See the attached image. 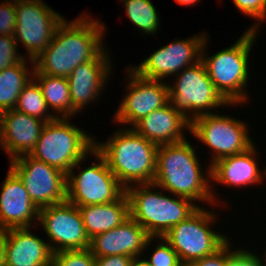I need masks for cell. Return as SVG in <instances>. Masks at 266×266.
I'll return each mask as SVG.
<instances>
[{
  "instance_id": "29",
  "label": "cell",
  "mask_w": 266,
  "mask_h": 266,
  "mask_svg": "<svg viewBox=\"0 0 266 266\" xmlns=\"http://www.w3.org/2000/svg\"><path fill=\"white\" fill-rule=\"evenodd\" d=\"M94 261L89 249L64 250L53 254L50 266H94Z\"/></svg>"
},
{
  "instance_id": "4",
  "label": "cell",
  "mask_w": 266,
  "mask_h": 266,
  "mask_svg": "<svg viewBox=\"0 0 266 266\" xmlns=\"http://www.w3.org/2000/svg\"><path fill=\"white\" fill-rule=\"evenodd\" d=\"M163 192L153 183L135 184L125 189L130 217L151 237H163L174 225L187 219L200 207L190 199L173 194L167 196Z\"/></svg>"
},
{
  "instance_id": "30",
  "label": "cell",
  "mask_w": 266,
  "mask_h": 266,
  "mask_svg": "<svg viewBox=\"0 0 266 266\" xmlns=\"http://www.w3.org/2000/svg\"><path fill=\"white\" fill-rule=\"evenodd\" d=\"M234 6L243 15L254 18L255 23L248 30L258 31L266 20V0H232Z\"/></svg>"
},
{
  "instance_id": "25",
  "label": "cell",
  "mask_w": 266,
  "mask_h": 266,
  "mask_svg": "<svg viewBox=\"0 0 266 266\" xmlns=\"http://www.w3.org/2000/svg\"><path fill=\"white\" fill-rule=\"evenodd\" d=\"M29 60L22 59L11 67L0 71V113L15 109L21 91L33 78L34 61ZM27 63L32 65L31 70Z\"/></svg>"
},
{
  "instance_id": "37",
  "label": "cell",
  "mask_w": 266,
  "mask_h": 266,
  "mask_svg": "<svg viewBox=\"0 0 266 266\" xmlns=\"http://www.w3.org/2000/svg\"><path fill=\"white\" fill-rule=\"evenodd\" d=\"M142 256L132 257L130 266H150L148 261Z\"/></svg>"
},
{
  "instance_id": "10",
  "label": "cell",
  "mask_w": 266,
  "mask_h": 266,
  "mask_svg": "<svg viewBox=\"0 0 266 266\" xmlns=\"http://www.w3.org/2000/svg\"><path fill=\"white\" fill-rule=\"evenodd\" d=\"M190 133L212 151L210 166L218 159L240 154L251 148L247 123L227 114H204L191 121Z\"/></svg>"
},
{
  "instance_id": "21",
  "label": "cell",
  "mask_w": 266,
  "mask_h": 266,
  "mask_svg": "<svg viewBox=\"0 0 266 266\" xmlns=\"http://www.w3.org/2000/svg\"><path fill=\"white\" fill-rule=\"evenodd\" d=\"M132 128L137 134L156 145L178 143L186 139L184 131L190 132L191 121L170 103L152 111Z\"/></svg>"
},
{
  "instance_id": "34",
  "label": "cell",
  "mask_w": 266,
  "mask_h": 266,
  "mask_svg": "<svg viewBox=\"0 0 266 266\" xmlns=\"http://www.w3.org/2000/svg\"><path fill=\"white\" fill-rule=\"evenodd\" d=\"M257 252L249 251L244 248H237V251L232 255L228 266H261Z\"/></svg>"
},
{
  "instance_id": "23",
  "label": "cell",
  "mask_w": 266,
  "mask_h": 266,
  "mask_svg": "<svg viewBox=\"0 0 266 266\" xmlns=\"http://www.w3.org/2000/svg\"><path fill=\"white\" fill-rule=\"evenodd\" d=\"M87 236L107 232L130 217L129 200L124 193L118 200L99 205L78 207Z\"/></svg>"
},
{
  "instance_id": "17",
  "label": "cell",
  "mask_w": 266,
  "mask_h": 266,
  "mask_svg": "<svg viewBox=\"0 0 266 266\" xmlns=\"http://www.w3.org/2000/svg\"><path fill=\"white\" fill-rule=\"evenodd\" d=\"M154 241L148 232L129 217L121 225L90 239L89 251L95 258L110 255L141 256Z\"/></svg>"
},
{
  "instance_id": "7",
  "label": "cell",
  "mask_w": 266,
  "mask_h": 266,
  "mask_svg": "<svg viewBox=\"0 0 266 266\" xmlns=\"http://www.w3.org/2000/svg\"><path fill=\"white\" fill-rule=\"evenodd\" d=\"M174 84L168 83L169 103L188 120L213 114L215 108L239 106L230 104L216 89L209 78L204 63H198L183 69L175 75Z\"/></svg>"
},
{
  "instance_id": "1",
  "label": "cell",
  "mask_w": 266,
  "mask_h": 266,
  "mask_svg": "<svg viewBox=\"0 0 266 266\" xmlns=\"http://www.w3.org/2000/svg\"><path fill=\"white\" fill-rule=\"evenodd\" d=\"M89 14L64 19L48 47L34 59V72L67 78L79 64L95 59L105 48L106 26Z\"/></svg>"
},
{
  "instance_id": "13",
  "label": "cell",
  "mask_w": 266,
  "mask_h": 266,
  "mask_svg": "<svg viewBox=\"0 0 266 266\" xmlns=\"http://www.w3.org/2000/svg\"><path fill=\"white\" fill-rule=\"evenodd\" d=\"M205 33L195 34L182 40L177 38L153 51L138 66L129 67L143 78L165 81L166 78L175 76L201 60L203 43L208 36Z\"/></svg>"
},
{
  "instance_id": "19",
  "label": "cell",
  "mask_w": 266,
  "mask_h": 266,
  "mask_svg": "<svg viewBox=\"0 0 266 266\" xmlns=\"http://www.w3.org/2000/svg\"><path fill=\"white\" fill-rule=\"evenodd\" d=\"M38 216L39 209L31 201L23 182L9 168L0 191V227L33 228L38 225L33 221H38Z\"/></svg>"
},
{
  "instance_id": "26",
  "label": "cell",
  "mask_w": 266,
  "mask_h": 266,
  "mask_svg": "<svg viewBox=\"0 0 266 266\" xmlns=\"http://www.w3.org/2000/svg\"><path fill=\"white\" fill-rule=\"evenodd\" d=\"M124 2L126 16L141 34L153 35L159 31L160 17L151 0H120Z\"/></svg>"
},
{
  "instance_id": "8",
  "label": "cell",
  "mask_w": 266,
  "mask_h": 266,
  "mask_svg": "<svg viewBox=\"0 0 266 266\" xmlns=\"http://www.w3.org/2000/svg\"><path fill=\"white\" fill-rule=\"evenodd\" d=\"M215 214L216 212L200 206L163 236L184 266L212 255L229 240L228 235L213 231L211 226L218 221Z\"/></svg>"
},
{
  "instance_id": "39",
  "label": "cell",
  "mask_w": 266,
  "mask_h": 266,
  "mask_svg": "<svg viewBox=\"0 0 266 266\" xmlns=\"http://www.w3.org/2000/svg\"><path fill=\"white\" fill-rule=\"evenodd\" d=\"M264 256H265V257H264ZM264 256L262 257L263 260H264V262H263L262 258H261L260 256H258V257H259V261H260V265H261V266H266V249H265V254H264Z\"/></svg>"
},
{
  "instance_id": "2",
  "label": "cell",
  "mask_w": 266,
  "mask_h": 266,
  "mask_svg": "<svg viewBox=\"0 0 266 266\" xmlns=\"http://www.w3.org/2000/svg\"><path fill=\"white\" fill-rule=\"evenodd\" d=\"M196 148L186 139L178 143L159 145L156 174L152 183L165 192L190 199L197 204L200 201L208 205H218L219 197L214 195L211 186V166L207 169L201 168L202 163L196 155Z\"/></svg>"
},
{
  "instance_id": "20",
  "label": "cell",
  "mask_w": 266,
  "mask_h": 266,
  "mask_svg": "<svg viewBox=\"0 0 266 266\" xmlns=\"http://www.w3.org/2000/svg\"><path fill=\"white\" fill-rule=\"evenodd\" d=\"M255 144L247 151L218 159L211 165V182L224 186L243 187L262 184L265 167L260 169Z\"/></svg>"
},
{
  "instance_id": "14",
  "label": "cell",
  "mask_w": 266,
  "mask_h": 266,
  "mask_svg": "<svg viewBox=\"0 0 266 266\" xmlns=\"http://www.w3.org/2000/svg\"><path fill=\"white\" fill-rule=\"evenodd\" d=\"M37 223L49 237L47 242L53 253L89 248L90 239L78 206L68 201L39 209Z\"/></svg>"
},
{
  "instance_id": "9",
  "label": "cell",
  "mask_w": 266,
  "mask_h": 266,
  "mask_svg": "<svg viewBox=\"0 0 266 266\" xmlns=\"http://www.w3.org/2000/svg\"><path fill=\"white\" fill-rule=\"evenodd\" d=\"M90 154L95 157L96 162L89 161L90 166L79 170L76 175L75 169H78ZM124 193L125 188L95 148L67 174V201L78 207L107 204L118 200Z\"/></svg>"
},
{
  "instance_id": "5",
  "label": "cell",
  "mask_w": 266,
  "mask_h": 266,
  "mask_svg": "<svg viewBox=\"0 0 266 266\" xmlns=\"http://www.w3.org/2000/svg\"><path fill=\"white\" fill-rule=\"evenodd\" d=\"M257 35L258 31L247 29L232 46L211 56L205 52L209 36L203 43L201 61L216 89L230 104H245L249 100L246 89L250 78L249 57Z\"/></svg>"
},
{
  "instance_id": "12",
  "label": "cell",
  "mask_w": 266,
  "mask_h": 266,
  "mask_svg": "<svg viewBox=\"0 0 266 266\" xmlns=\"http://www.w3.org/2000/svg\"><path fill=\"white\" fill-rule=\"evenodd\" d=\"M9 168L23 182L38 209L67 201V174L30 155L10 161Z\"/></svg>"
},
{
  "instance_id": "6",
  "label": "cell",
  "mask_w": 266,
  "mask_h": 266,
  "mask_svg": "<svg viewBox=\"0 0 266 266\" xmlns=\"http://www.w3.org/2000/svg\"><path fill=\"white\" fill-rule=\"evenodd\" d=\"M69 121L71 118L58 117L47 122L29 154L66 174L95 148L96 138Z\"/></svg>"
},
{
  "instance_id": "31",
  "label": "cell",
  "mask_w": 266,
  "mask_h": 266,
  "mask_svg": "<svg viewBox=\"0 0 266 266\" xmlns=\"http://www.w3.org/2000/svg\"><path fill=\"white\" fill-rule=\"evenodd\" d=\"M17 43L14 35H0V71L26 59L27 56L18 53Z\"/></svg>"
},
{
  "instance_id": "15",
  "label": "cell",
  "mask_w": 266,
  "mask_h": 266,
  "mask_svg": "<svg viewBox=\"0 0 266 266\" xmlns=\"http://www.w3.org/2000/svg\"><path fill=\"white\" fill-rule=\"evenodd\" d=\"M126 71L128 72L126 75L128 77L125 79V82L128 81L125 83L127 93L118 105L113 122L133 127L152 111L169 103V84L162 80L143 78L129 66Z\"/></svg>"
},
{
  "instance_id": "33",
  "label": "cell",
  "mask_w": 266,
  "mask_h": 266,
  "mask_svg": "<svg viewBox=\"0 0 266 266\" xmlns=\"http://www.w3.org/2000/svg\"><path fill=\"white\" fill-rule=\"evenodd\" d=\"M15 0L0 4V35H13L16 26Z\"/></svg>"
},
{
  "instance_id": "18",
  "label": "cell",
  "mask_w": 266,
  "mask_h": 266,
  "mask_svg": "<svg viewBox=\"0 0 266 266\" xmlns=\"http://www.w3.org/2000/svg\"><path fill=\"white\" fill-rule=\"evenodd\" d=\"M45 124L16 109L0 113V147L10 161L34 150Z\"/></svg>"
},
{
  "instance_id": "36",
  "label": "cell",
  "mask_w": 266,
  "mask_h": 266,
  "mask_svg": "<svg viewBox=\"0 0 266 266\" xmlns=\"http://www.w3.org/2000/svg\"><path fill=\"white\" fill-rule=\"evenodd\" d=\"M6 241L7 229L0 227V266H5Z\"/></svg>"
},
{
  "instance_id": "16",
  "label": "cell",
  "mask_w": 266,
  "mask_h": 266,
  "mask_svg": "<svg viewBox=\"0 0 266 266\" xmlns=\"http://www.w3.org/2000/svg\"><path fill=\"white\" fill-rule=\"evenodd\" d=\"M110 58L105 48L95 59L79 64L67 77L71 104L78 113L100 99L112 75L113 64Z\"/></svg>"
},
{
  "instance_id": "28",
  "label": "cell",
  "mask_w": 266,
  "mask_h": 266,
  "mask_svg": "<svg viewBox=\"0 0 266 266\" xmlns=\"http://www.w3.org/2000/svg\"><path fill=\"white\" fill-rule=\"evenodd\" d=\"M154 240L157 242L156 247L149 254V259H146L150 266H184L178 254L163 237H154Z\"/></svg>"
},
{
  "instance_id": "35",
  "label": "cell",
  "mask_w": 266,
  "mask_h": 266,
  "mask_svg": "<svg viewBox=\"0 0 266 266\" xmlns=\"http://www.w3.org/2000/svg\"><path fill=\"white\" fill-rule=\"evenodd\" d=\"M132 257L126 255H110L95 258L94 266H130Z\"/></svg>"
},
{
  "instance_id": "24",
  "label": "cell",
  "mask_w": 266,
  "mask_h": 266,
  "mask_svg": "<svg viewBox=\"0 0 266 266\" xmlns=\"http://www.w3.org/2000/svg\"><path fill=\"white\" fill-rule=\"evenodd\" d=\"M33 79L38 83L47 107L54 111L56 118H72L79 114L72 107L67 78L33 73Z\"/></svg>"
},
{
  "instance_id": "3",
  "label": "cell",
  "mask_w": 266,
  "mask_h": 266,
  "mask_svg": "<svg viewBox=\"0 0 266 266\" xmlns=\"http://www.w3.org/2000/svg\"><path fill=\"white\" fill-rule=\"evenodd\" d=\"M120 127L105 142L95 141V149L125 189L135 184L152 183L156 174L158 145L132 128Z\"/></svg>"
},
{
  "instance_id": "32",
  "label": "cell",
  "mask_w": 266,
  "mask_h": 266,
  "mask_svg": "<svg viewBox=\"0 0 266 266\" xmlns=\"http://www.w3.org/2000/svg\"><path fill=\"white\" fill-rule=\"evenodd\" d=\"M231 240H228L220 249L212 255L195 260L187 266H228L232 255L237 251L232 250Z\"/></svg>"
},
{
  "instance_id": "27",
  "label": "cell",
  "mask_w": 266,
  "mask_h": 266,
  "mask_svg": "<svg viewBox=\"0 0 266 266\" xmlns=\"http://www.w3.org/2000/svg\"><path fill=\"white\" fill-rule=\"evenodd\" d=\"M15 109L46 123L56 118L47 107L42 91L33 78L21 91Z\"/></svg>"
},
{
  "instance_id": "38",
  "label": "cell",
  "mask_w": 266,
  "mask_h": 266,
  "mask_svg": "<svg viewBox=\"0 0 266 266\" xmlns=\"http://www.w3.org/2000/svg\"><path fill=\"white\" fill-rule=\"evenodd\" d=\"M200 0H175L180 5L183 6H194L197 4Z\"/></svg>"
},
{
  "instance_id": "22",
  "label": "cell",
  "mask_w": 266,
  "mask_h": 266,
  "mask_svg": "<svg viewBox=\"0 0 266 266\" xmlns=\"http://www.w3.org/2000/svg\"><path fill=\"white\" fill-rule=\"evenodd\" d=\"M33 228L7 229L5 266H50L53 251Z\"/></svg>"
},
{
  "instance_id": "11",
  "label": "cell",
  "mask_w": 266,
  "mask_h": 266,
  "mask_svg": "<svg viewBox=\"0 0 266 266\" xmlns=\"http://www.w3.org/2000/svg\"><path fill=\"white\" fill-rule=\"evenodd\" d=\"M14 38L26 49L28 59H36L51 43L64 16L42 0H15Z\"/></svg>"
}]
</instances>
